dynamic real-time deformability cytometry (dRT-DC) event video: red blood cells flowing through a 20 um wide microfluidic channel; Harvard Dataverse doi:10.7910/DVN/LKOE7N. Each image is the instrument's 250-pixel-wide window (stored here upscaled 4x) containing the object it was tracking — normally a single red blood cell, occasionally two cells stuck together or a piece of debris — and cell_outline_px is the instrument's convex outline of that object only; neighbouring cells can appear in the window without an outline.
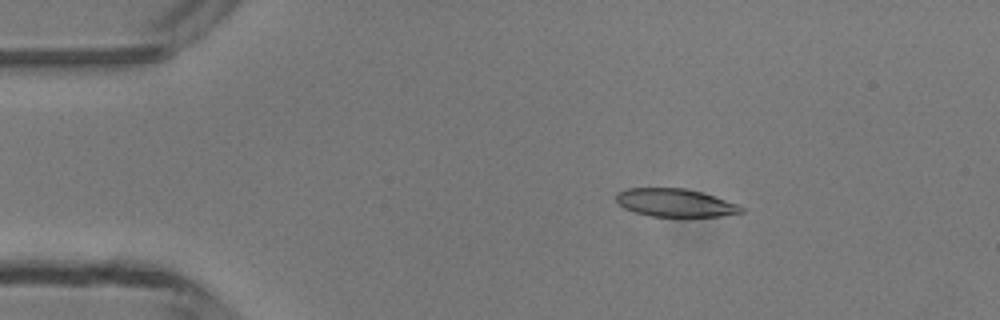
{"species": "common noctule bat (a hibernating species)", "species_latin": "Nyctalus noctula", "temperature_condition": "room temperature", "stored_images_in_passage": 5, "camera_frame_rate_fps": 3000, "um_per_image_px": 0.085, "animal": {"sex": "male", "body_mass_g": 13.3}, "frame": {"image": 1, "passage_image": 3, "time_ms": 2.333, "image_size_px": [1000, 320], "cell_outline_px": [[744, 212], [720, 216], [652, 216], [636, 212], [624, 208], [616, 204], [616, 196], [620, 192], [628, 188], [684, 188], [700, 192], [740, 204], [744, 208]], "centroid_in_image_um": [57.4, 17.23], "position_along_channel_um": 27.6, "area_um2": 20.29}}